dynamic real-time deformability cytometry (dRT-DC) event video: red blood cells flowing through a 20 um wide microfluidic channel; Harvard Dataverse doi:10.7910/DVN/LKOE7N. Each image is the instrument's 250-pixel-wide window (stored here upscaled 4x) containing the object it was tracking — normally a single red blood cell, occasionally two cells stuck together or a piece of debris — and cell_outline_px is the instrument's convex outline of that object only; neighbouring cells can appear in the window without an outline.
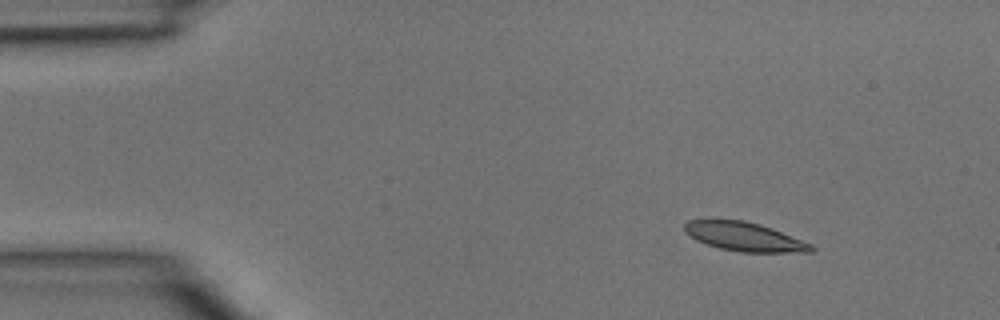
{"species": "common noctule bat (a hibernating species)", "species_latin": "Nyctalus noctula", "temperature_condition": "room temperature", "stored_images_in_passage": 40, "camera_frame_rate_fps": 3000, "um_per_image_px": 0.085, "animal": {"sex": "male", "body_mass_g": 15.6}, "frame": {"image": 1, "passage_image": 1, "time_ms": 0.0, "image_size_px": [1000, 320], "cell_outline_px": [[816, 248], [812, 252], [740, 252], [720, 248], [696, 240], [684, 232], [684, 224], [688, 220], [708, 216], [744, 220], [760, 224], [772, 228], [812, 244]], "centroid_in_image_um": [63.19, 20.06], "position_along_channel_um": 21.8, "area_um2": 22.02}}
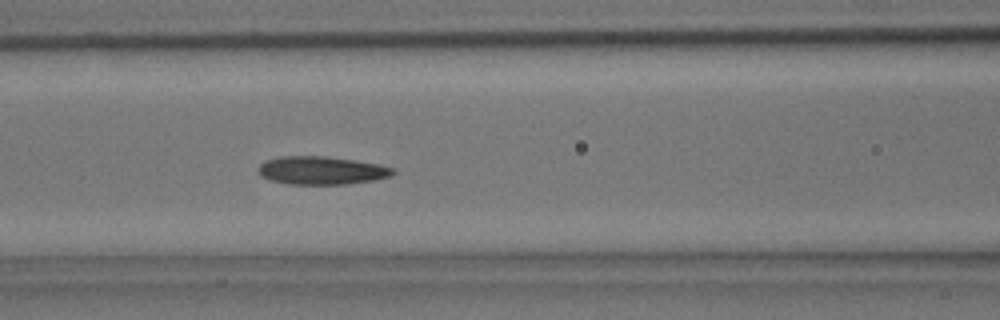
{"frame": {"image": 2, "passage_image": 14, "time_ms": 4.333, "image_size_px": [1000, 320], "cell_outline_px": [[396, 172], [388, 176], [376, 180], [348, 184], [288, 184], [268, 180], [260, 176], [256, 172], [260, 164], [264, 160], [280, 156], [324, 156], [356, 160], [380, 164], [396, 168]], "centroid_in_image_um": [27.31, 14.48], "position_along_channel_um": 139.3, "area_um2": 22.48}}
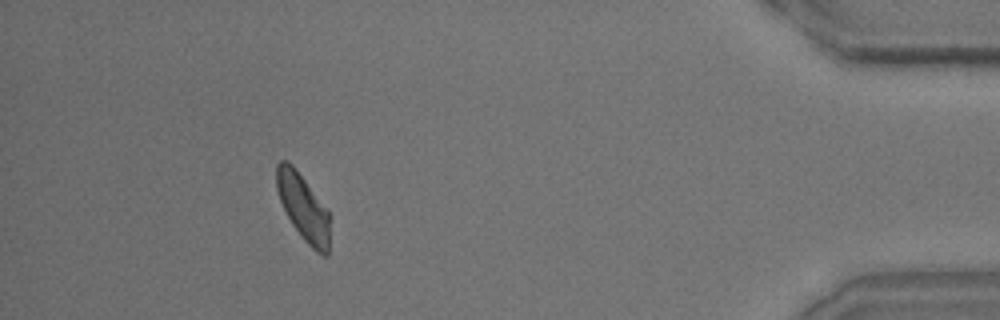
{"frame": {"image": 3, "passage_image": 36, "time_ms": 11.667, "image_size_px": [1000, 320], "cell_outline_px": [[328, 256], [324, 256], [316, 252], [304, 240], [292, 224], [280, 200], [276, 188], [276, 164], [280, 160], [288, 160], [296, 168], [328, 208]], "centroid_in_image_um": [25.76, 17.57], "position_along_channel_um": 409.4, "area_um2": 20.63}}